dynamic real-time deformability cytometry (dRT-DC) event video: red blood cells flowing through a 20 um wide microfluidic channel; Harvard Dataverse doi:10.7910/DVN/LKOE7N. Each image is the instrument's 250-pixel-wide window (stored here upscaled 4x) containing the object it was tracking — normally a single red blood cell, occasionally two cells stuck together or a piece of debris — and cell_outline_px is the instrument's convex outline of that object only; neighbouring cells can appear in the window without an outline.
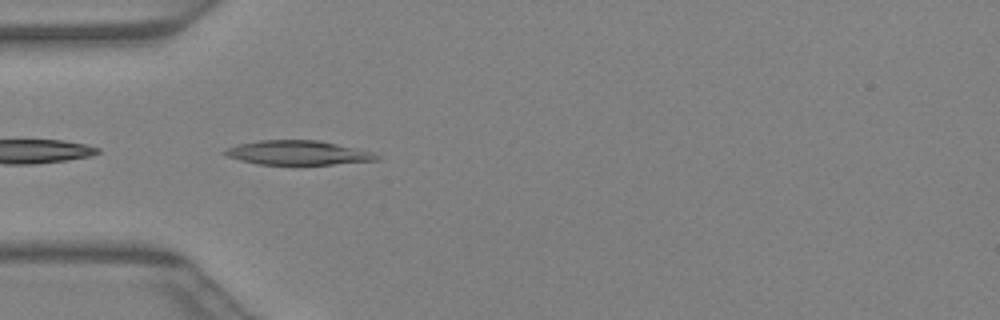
{"species": "Egyptian fruit bat (a non-hibernating species)", "species_latin": "Rousettus aegyptiacus", "temperature_condition": "warm", "stored_images_in_passage": 14, "camera_frame_rate_fps": 3000, "um_per_image_px": 0.085, "animal": {"sex": "female"}, "frame": {"image": 1, "passage_image": 12, "time_ms": 3.667, "image_size_px": [1000, 320], "cell_outline_px": [[380, 160], [332, 164], [260, 164], [240, 160], [228, 156], [224, 152], [228, 148], [240, 144], [260, 140], [320, 140], [356, 148], [372, 152], [380, 156]], "centroid_in_image_um": [25.38, 12.98], "position_along_channel_um": 59.6, "area_um2": 21.15}}